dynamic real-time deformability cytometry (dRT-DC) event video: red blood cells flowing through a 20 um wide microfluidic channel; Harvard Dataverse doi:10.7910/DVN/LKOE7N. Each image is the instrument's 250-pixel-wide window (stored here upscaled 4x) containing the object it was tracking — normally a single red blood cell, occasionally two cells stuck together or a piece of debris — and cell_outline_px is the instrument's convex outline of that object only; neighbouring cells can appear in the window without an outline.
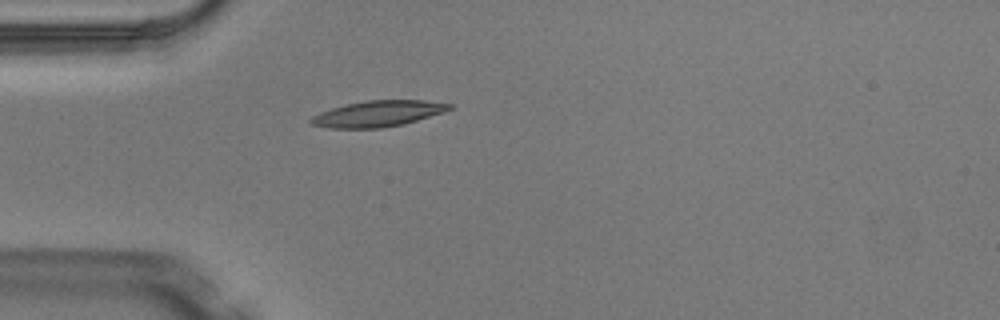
{"species": "Egyptian fruit bat (a non-hibernating species)", "species_latin": "Rousettus aegyptiacus", "temperature_condition": "warm", "stored_images_in_passage": 4, "camera_frame_rate_fps": 3000, "um_per_image_px": 0.085, "animal": {"sex": "male"}, "frame": {"image": 1, "passage_image": 4, "time_ms": 1.0, "image_size_px": [1000, 320], "cell_outline_px": [[452, 108], [444, 112], [404, 124], [380, 128], [328, 128], [308, 124], [308, 120], [312, 116], [320, 112], [344, 104], [364, 100], [424, 100], [452, 104]], "centroid_in_image_um": [32.08, 9.66], "position_along_channel_um": 52.9, "area_um2": 21.15}}